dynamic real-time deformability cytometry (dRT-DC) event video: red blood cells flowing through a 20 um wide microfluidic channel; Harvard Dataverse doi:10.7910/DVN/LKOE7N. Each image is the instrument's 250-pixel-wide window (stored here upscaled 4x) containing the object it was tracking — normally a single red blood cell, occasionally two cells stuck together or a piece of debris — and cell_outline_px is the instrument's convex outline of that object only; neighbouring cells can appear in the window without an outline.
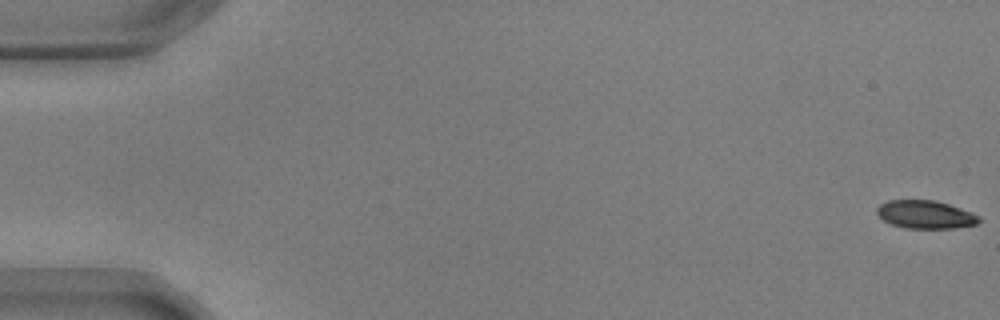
{"species": "common noctule bat (a hibernating species)", "species_latin": "Nyctalus noctula", "temperature_condition": "warm", "stored_images_in_passage": 56, "camera_frame_rate_fps": 3000, "um_per_image_px": 0.085, "animal": {"sex": "male", "body_mass_g": 17.9, "forearm_length_mm": 54.2}, "frame": {"image": 1, "passage_image": 1, "time_ms": 0.0, "image_size_px": [1000, 320], "cell_outline_px": [[980, 220], [976, 224], [956, 228], [904, 228], [892, 224], [884, 220], [876, 212], [876, 208], [880, 204], [888, 200], [936, 200], [972, 212], [980, 216]], "centroid_in_image_um": [78.66, 18.23], "position_along_channel_um": 6.3, "area_um2": 16.7}}
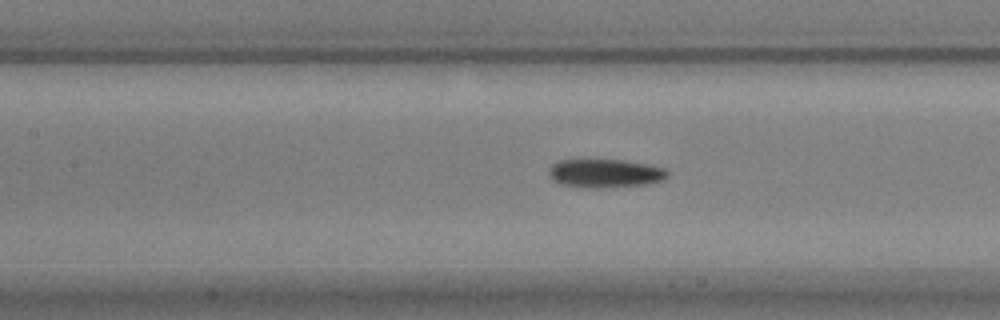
{"frame": {"image": 2, "passage_image": 26, "time_ms": 8.333, "image_size_px": [1000, 320], "cell_outline_px": [[668, 176], [660, 180], [644, 184], [600, 188], [592, 188], [560, 184], [552, 180], [548, 172], [548, 168], [552, 164], [560, 160], [624, 160], [648, 164], [664, 168], [668, 172]], "centroid_in_image_um": [51.39, 14.72], "position_along_channel_um": 156.0, "area_um2": 19.59}}
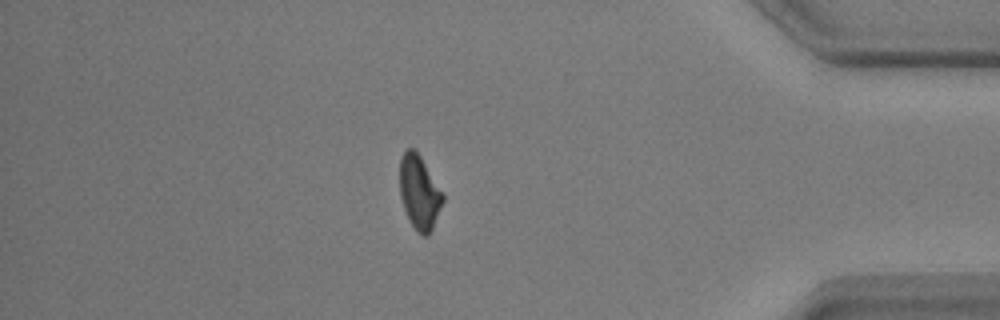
{"frame": {"image": 3, "passage_image": 49, "time_ms": 16.0, "image_size_px": [1000, 320], "cell_outline_px": [[444, 200], [432, 228], [428, 236], [424, 236], [416, 232], [404, 208], [400, 196], [400, 160], [404, 152], [408, 148], [412, 148], [420, 156], [444, 196]], "centroid_in_image_um": [35.63, 16.37], "position_along_channel_um": 399.6, "area_um2": 18.09}, "authors_computed_cell_mechanics": {"area_um2": 18.8717, "velocity_mm_per_s": 3.6304, "shape_relaxation_time_tau1_ms": 3.4715, "shape_relaxation_time_tau2_ms": 3.8364, "deformation_change_tau1": 0.1349, "deformation_change_tau2": 0.1101}}